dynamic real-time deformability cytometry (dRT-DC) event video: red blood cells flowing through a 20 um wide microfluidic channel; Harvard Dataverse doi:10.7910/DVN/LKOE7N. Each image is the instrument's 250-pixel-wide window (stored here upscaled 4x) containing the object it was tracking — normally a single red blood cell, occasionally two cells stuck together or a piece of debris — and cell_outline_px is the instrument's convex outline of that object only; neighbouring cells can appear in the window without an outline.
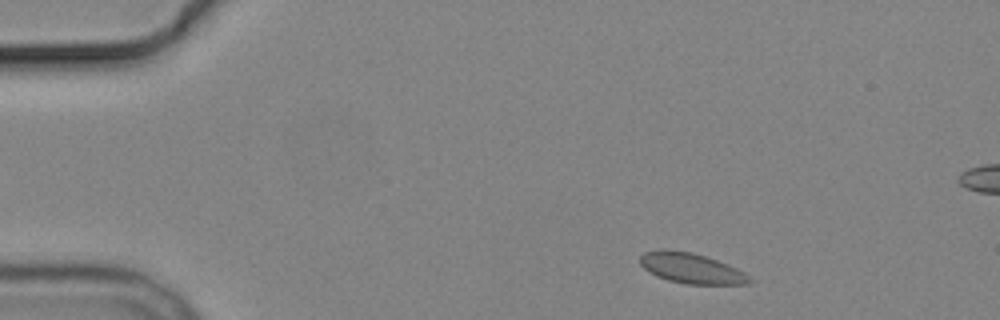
{"species": "common noctule bat (a hibernating species)", "species_latin": "Nyctalus noctula", "temperature_condition": "cold", "stored_images_in_passage": 4, "camera_frame_rate_fps": 3000, "um_per_image_px": 0.085, "animal": {"sex": "male", "body_mass_g": 19.2, "forearm_length_mm": 51.8}, "frame": {"image": 1, "passage_image": 4, "time_ms": 5.0, "image_size_px": [1000, 320], "cell_outline_px": [[752, 284], [684, 284], [668, 280], [656, 276], [644, 268], [640, 264], [640, 256], [644, 252], [660, 248], [692, 252], [728, 264], [744, 272], [752, 280]], "centroid_in_image_um": [58.74, 22.8], "position_along_channel_um": 26.3, "area_um2": 19.42}}